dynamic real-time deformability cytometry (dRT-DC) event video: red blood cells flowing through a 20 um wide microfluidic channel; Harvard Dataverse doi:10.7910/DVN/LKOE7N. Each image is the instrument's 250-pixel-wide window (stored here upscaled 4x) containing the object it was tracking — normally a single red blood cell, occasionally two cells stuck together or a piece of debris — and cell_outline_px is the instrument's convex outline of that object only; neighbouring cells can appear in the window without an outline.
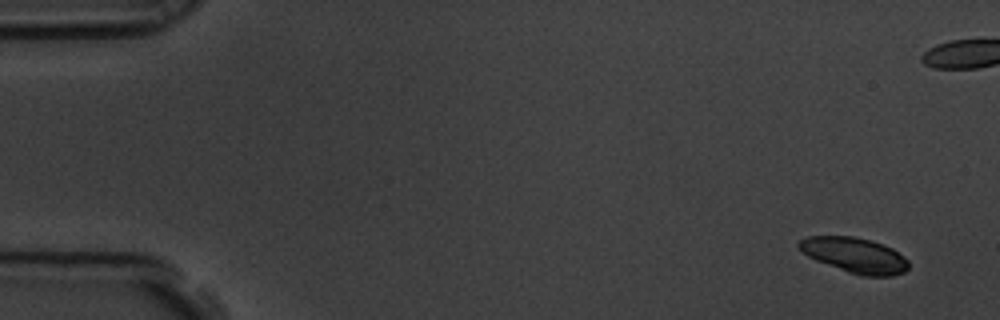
{"species": "common noctule bat (a hibernating species)", "species_latin": "Nyctalus noctula", "temperature_condition": "room temperature", "stored_images_in_passage": 11, "camera_frame_rate_fps": 3000, "um_per_image_px": 0.085, "animal": {"sex": "male", "body_mass_g": 19.5, "forearm_length_mm": 54.6}, "frame": {"image": 1, "passage_image": 1, "time_ms": 0.0, "image_size_px": [1000, 320], "cell_outline_px": [[908, 268], [904, 272], [892, 276], [860, 276], [848, 272], [816, 260], [808, 256], [796, 244], [800, 240], [808, 236], [852, 236], [868, 240], [892, 248], [904, 256], [908, 260]], "centroid_in_image_um": [72.66, 21.7], "position_along_channel_um": 12.3, "area_um2": 22.31}}
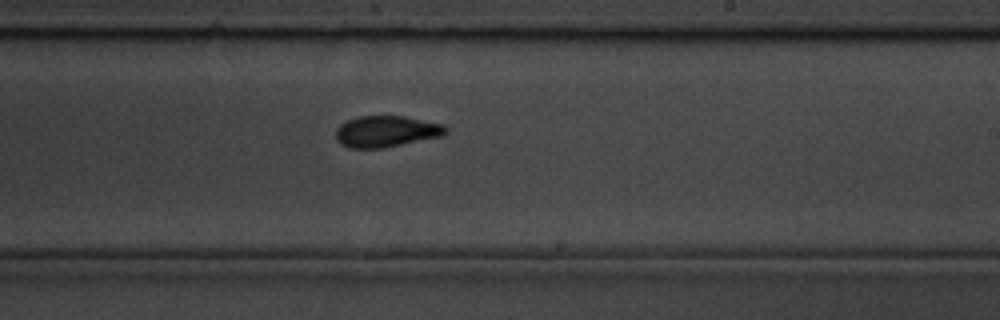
{"frame": {"image": 2, "passage_image": 11, "time_ms": 3.333, "image_size_px": [1000, 320], "cell_outline_px": [[448, 132], [440, 136], [384, 148], [348, 148], [340, 144], [336, 140], [336, 128], [340, 124], [348, 120], [360, 116], [404, 116], [444, 124], [448, 128]], "centroid_in_image_um": [32.82, 11.17], "position_along_channel_um": 256.2, "area_um2": 20.11}}